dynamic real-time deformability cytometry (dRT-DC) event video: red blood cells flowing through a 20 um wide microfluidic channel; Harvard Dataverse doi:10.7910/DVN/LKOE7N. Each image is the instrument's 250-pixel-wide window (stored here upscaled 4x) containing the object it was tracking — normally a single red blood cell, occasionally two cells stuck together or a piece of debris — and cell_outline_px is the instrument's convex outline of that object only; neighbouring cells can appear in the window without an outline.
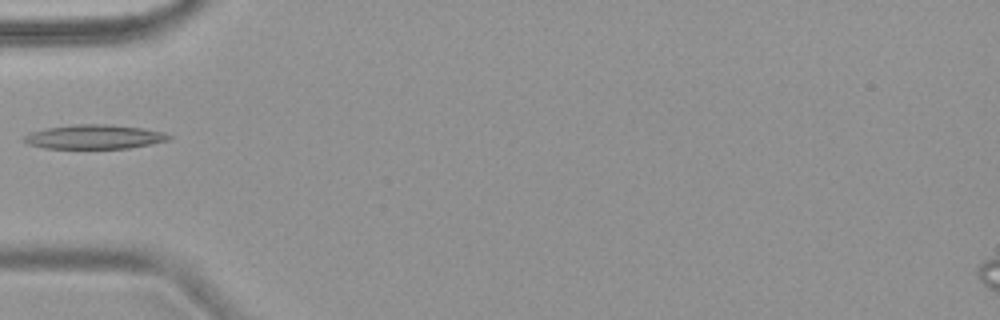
{"species": "common noctule bat (a hibernating species)", "species_latin": "Nyctalus noctula", "temperature_condition": "warm", "stored_images_in_passage": 5, "camera_frame_rate_fps": 3000, "um_per_image_px": 0.085, "animal": {"sex": "female", "body_mass_g": 18.4}, "frame": {"image": 1, "passage_image": 5, "time_ms": 4.667, "image_size_px": [1000, 320], "cell_outline_px": [[172, 136], [168, 140], [128, 148], [44, 148], [28, 144], [20, 140], [24, 136], [32, 132], [48, 128], [76, 124], [108, 124], [140, 128], [164, 132]], "centroid_in_image_um": [7.98, 11.63], "position_along_channel_um": 77.0, "area_um2": 20.17}}